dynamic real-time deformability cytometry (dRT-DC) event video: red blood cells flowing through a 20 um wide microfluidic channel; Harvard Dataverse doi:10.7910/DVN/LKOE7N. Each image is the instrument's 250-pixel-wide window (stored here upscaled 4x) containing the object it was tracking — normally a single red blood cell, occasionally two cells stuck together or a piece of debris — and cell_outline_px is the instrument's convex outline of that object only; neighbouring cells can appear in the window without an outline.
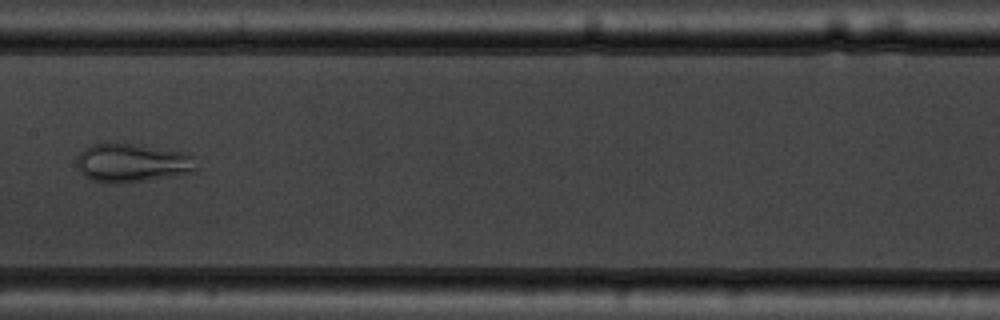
{"species": "common noctule bat (a hibernating species)", "species_latin": "Nyctalus noctula", "temperature_condition": "warm", "stored_images_in_passage": 5, "camera_frame_rate_fps": 3000, "um_per_image_px": 0.085, "animal": {"sex": "male", "body_mass_g": 19.5, "forearm_length_mm": 54.6}, "frame": {"image": 1, "passage_image": 5, "time_ms": 4.667, "image_size_px": [1000, 320], "cell_outline_px": [[196, 168], [192, 172], [176, 176], [120, 184], [112, 184], [92, 180], [84, 176], [80, 172], [76, 164], [76, 160], [80, 152], [84, 148], [92, 144], [108, 140], [140, 144], [188, 152], [192, 156]], "centroid_in_image_um": [11.19, 13.81], "position_along_channel_um": 196.2, "area_um2": 27.98}}